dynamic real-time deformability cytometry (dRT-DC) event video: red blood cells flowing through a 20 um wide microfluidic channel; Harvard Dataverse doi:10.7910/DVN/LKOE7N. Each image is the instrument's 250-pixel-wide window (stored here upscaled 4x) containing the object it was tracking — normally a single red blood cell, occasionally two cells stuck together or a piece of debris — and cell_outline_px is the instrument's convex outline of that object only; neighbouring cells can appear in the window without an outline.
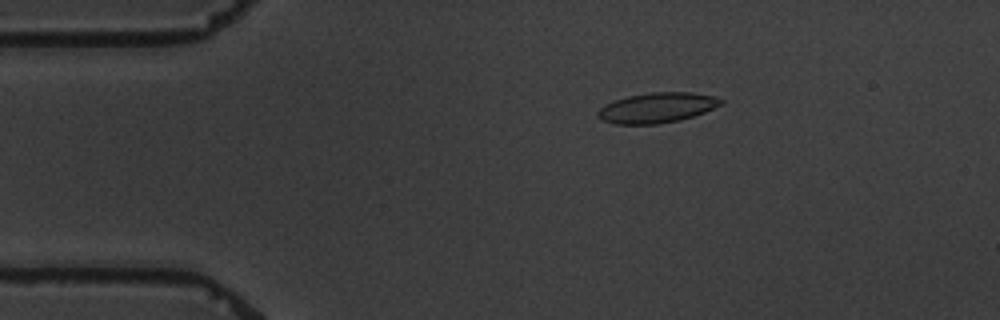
{"species": "common noctule bat (a hibernating species)", "species_latin": "Nyctalus noctula", "temperature_condition": "warm", "stored_images_in_passage": 5, "camera_frame_rate_fps": 3000, "um_per_image_px": 0.085, "animal": {"sex": "male", "body_mass_g": 19.5, "forearm_length_mm": 54.6}, "frame": {"image": 1, "passage_image": 3, "time_ms": 2.0, "image_size_px": [1000, 320], "cell_outline_px": [[724, 104], [704, 112], [680, 120], [656, 124], [616, 124], [600, 120], [596, 116], [596, 112], [604, 104], [628, 96], [652, 92], [692, 92], [712, 96], [724, 100]], "centroid_in_image_um": [55.82, 9.16], "position_along_channel_um": 29.2, "area_um2": 21.68}}
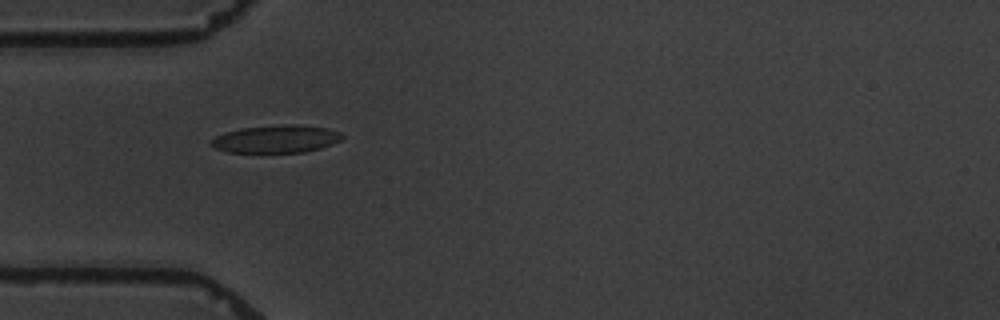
{"frame": {"image": 2, "passage_image": 5, "time_ms": 4.333, "image_size_px": [1000, 320], "cell_outline_px": [[344, 136], [340, 140], [332, 144], [320, 148], [304, 152], [260, 156], [228, 152], [216, 148], [208, 144], [216, 136], [224, 132], [240, 128], [284, 124], [296, 124], [328, 128], [340, 132]], "centroid_in_image_um": [23.42, 11.86], "position_along_channel_um": 61.6, "area_um2": 22.25}}